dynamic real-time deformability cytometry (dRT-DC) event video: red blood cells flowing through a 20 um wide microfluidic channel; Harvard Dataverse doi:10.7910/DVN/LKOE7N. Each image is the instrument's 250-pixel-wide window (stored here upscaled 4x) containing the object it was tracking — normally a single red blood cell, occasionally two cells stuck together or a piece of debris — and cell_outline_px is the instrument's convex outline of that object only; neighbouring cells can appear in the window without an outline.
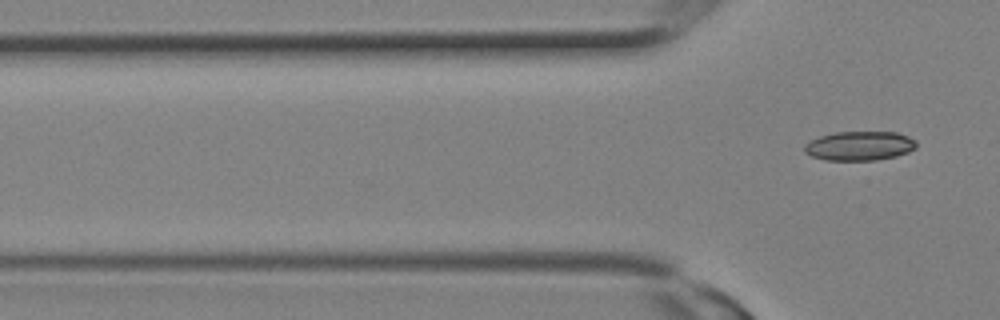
{"species": "Egyptian fruit bat (a non-hibernating species)", "species_latin": "Rousettus aegyptiacus", "temperature_condition": "room temperature", "stored_images_in_passage": 2, "camera_frame_rate_fps": 3000, "um_per_image_px": 0.085, "animal": {"sex": "female"}, "frame": {"image": 1, "passage_image": 2, "time_ms": 0.333, "image_size_px": [1000, 320], "cell_outline_px": [[916, 148], [908, 152], [896, 156], [876, 160], [824, 160], [812, 156], [804, 152], [804, 144], [820, 136], [836, 132], [896, 132], [908, 136], [916, 140]], "centroid_in_image_um": [73.07, 12.4], "position_along_channel_um": 52.7, "area_um2": 19.07}}